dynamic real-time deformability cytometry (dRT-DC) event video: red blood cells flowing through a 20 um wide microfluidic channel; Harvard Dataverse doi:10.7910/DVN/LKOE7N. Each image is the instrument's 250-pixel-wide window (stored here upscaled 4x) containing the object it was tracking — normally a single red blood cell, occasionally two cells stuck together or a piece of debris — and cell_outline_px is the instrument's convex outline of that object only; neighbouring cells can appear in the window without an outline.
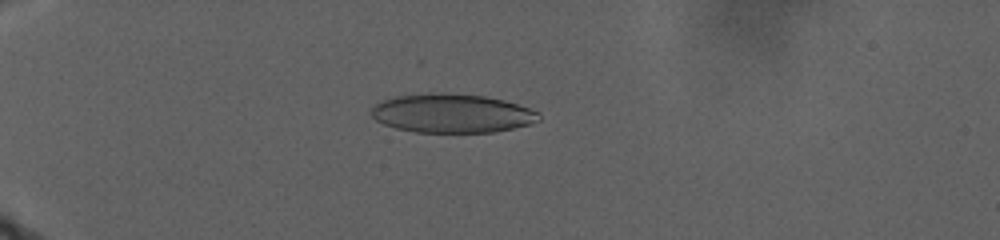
{"species": "human", "species_latin": "Homo sapiens", "temperature_condition": "warm", "stored_images_in_passage": 100, "camera_frame_rate_fps": 3000, "um_per_image_px": 0.085, "donor": {"sex": "male"}, "frame": {"image": 1, "passage_image": 38, "time_ms": 10.667, "image_size_px": [1000, 240], "cell_outline_px": [[540, 120], [528, 124], [496, 132], [416, 132], [396, 128], [384, 124], [376, 120], [372, 116], [372, 108], [380, 100], [396, 96], [428, 92], [444, 92], [484, 96], [504, 100], [540, 112]], "centroid_in_image_um": [38.4, 9.62], "position_along_channel_um": 46.6, "area_um2": 38.03}}
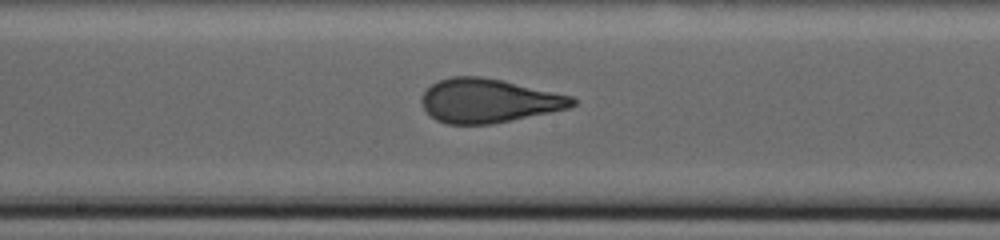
{"frame": {"image": 2, "passage_image": 66, "time_ms": 20.667, "image_size_px": [1000, 240], "cell_outline_px": [[576, 104], [568, 108], [492, 124], [448, 124], [436, 120], [424, 108], [420, 100], [424, 92], [432, 84], [440, 80], [452, 76], [480, 76], [504, 80], [572, 96], [576, 100]], "centroid_in_image_um": [41.53, 8.55], "position_along_channel_um": 206.7, "area_um2": 38.38}}
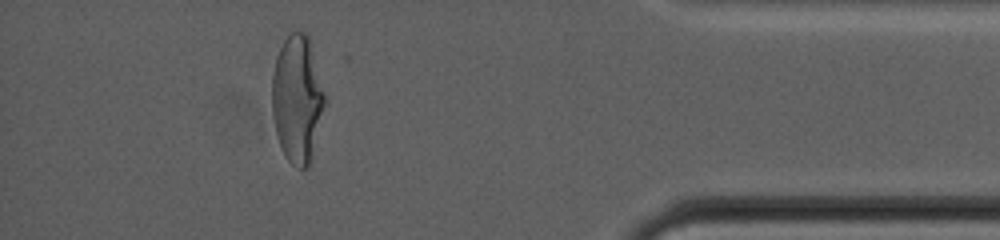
{"frame": {"image": 3, "passage_image": 92, "time_ms": 31.667, "image_size_px": [1000, 240], "cell_outline_px": [[328, 100], [312, 160], [308, 168], [300, 168], [292, 164], [284, 156], [276, 136], [272, 112], [272, 76], [276, 56], [284, 40], [292, 32], [304, 32], [308, 36]], "centroid_in_image_um": [25.3, 8.47], "position_along_channel_um": 409.9, "area_um2": 40.0}, "authors_computed_cell_mechanics": {"area_um2": 39.5352, "velocity_mm_per_s": 2.1361, "shape_relaxation_time_tau1_ms": 11.1548, "shape_relaxation_time_tau2_ms": null, "deformation_change_tau1": 0.2509, "deformation_change_tau2": null}}